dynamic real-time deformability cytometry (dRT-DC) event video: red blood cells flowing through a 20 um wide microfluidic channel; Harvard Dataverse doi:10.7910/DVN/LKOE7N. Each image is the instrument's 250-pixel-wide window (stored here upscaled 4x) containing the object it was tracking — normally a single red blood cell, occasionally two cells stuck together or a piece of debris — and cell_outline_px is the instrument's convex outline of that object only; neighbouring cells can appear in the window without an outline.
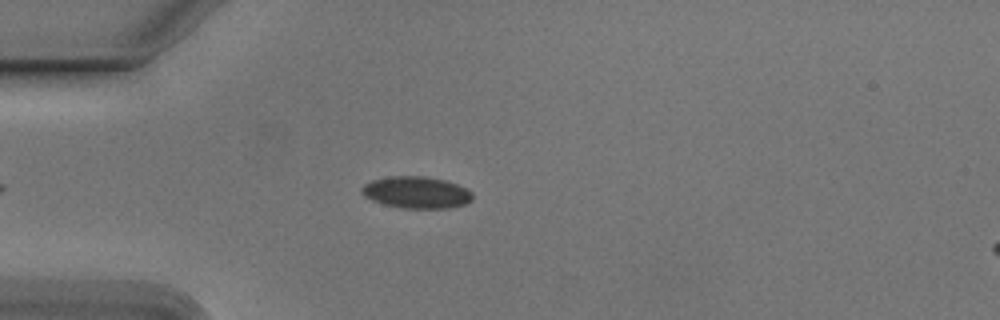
{"species": "Egyptian fruit bat (a non-hibernating species)", "species_latin": "Rousettus aegyptiacus", "temperature_condition": "cold", "stored_images_in_passage": 32, "camera_frame_rate_fps": 3000, "um_per_image_px": 0.085, "animal": {"sex": "male"}, "frame": {"image": 1, "passage_image": 5, "time_ms": 1.333, "image_size_px": [1000, 320], "cell_outline_px": [[472, 200], [464, 204], [448, 208], [400, 208], [384, 204], [372, 200], [364, 196], [360, 192], [360, 188], [364, 184], [372, 180], [388, 176], [424, 176], [444, 180], [468, 188], [472, 192]], "centroid_in_image_um": [35.37, 16.35], "position_along_channel_um": 49.6, "area_um2": 20.63}}
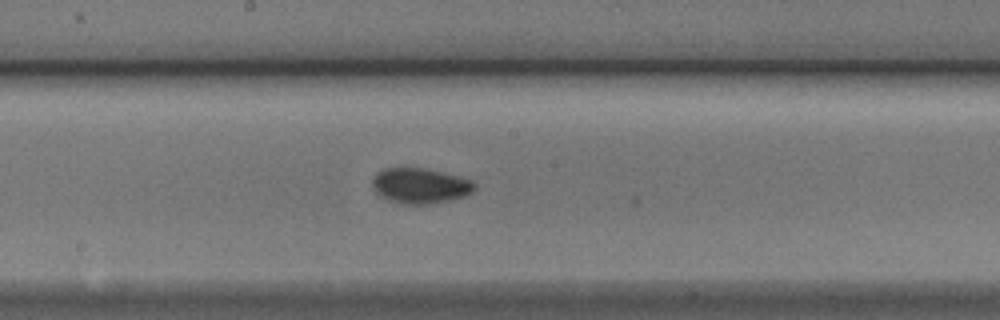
{"frame": {"image": 2, "passage_image": 19, "time_ms": 6.0, "image_size_px": [1000, 320], "cell_outline_px": [[476, 188], [472, 192], [464, 196], [448, 200], [428, 204], [400, 204], [388, 200], [380, 196], [376, 192], [372, 184], [372, 180], [384, 168], [424, 168], [444, 172], [472, 180], [476, 184]], "centroid_in_image_um": [35.73, 15.79], "position_along_channel_um": 212.5, "area_um2": 20.98}}
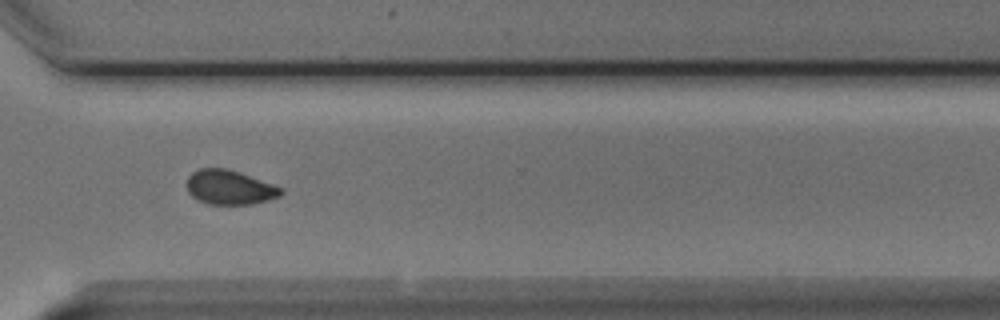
{"frame": {"image": 3, "passage_image": 30, "time_ms": 9.667, "image_size_px": [1000, 320], "cell_outline_px": [[284, 192], [280, 196], [268, 200], [252, 204], [208, 204], [192, 196], [188, 192], [188, 176], [192, 172], [200, 168], [228, 168], [240, 172], [284, 188]], "centroid_in_image_um": [19.55, 15.92], "position_along_channel_um": 351.1, "area_um2": 18.9}, "authors_computed_cell_mechanics": {"area_um2": 20.0855, "velocity_mm_per_s": 3.7746, "shape_relaxation_time_tau1_ms": 1.6329, "shape_relaxation_time_tau2_ms": 2.387, "deformation_change_tau1": 0.0766, "deformation_change_tau2": 0.0457}}